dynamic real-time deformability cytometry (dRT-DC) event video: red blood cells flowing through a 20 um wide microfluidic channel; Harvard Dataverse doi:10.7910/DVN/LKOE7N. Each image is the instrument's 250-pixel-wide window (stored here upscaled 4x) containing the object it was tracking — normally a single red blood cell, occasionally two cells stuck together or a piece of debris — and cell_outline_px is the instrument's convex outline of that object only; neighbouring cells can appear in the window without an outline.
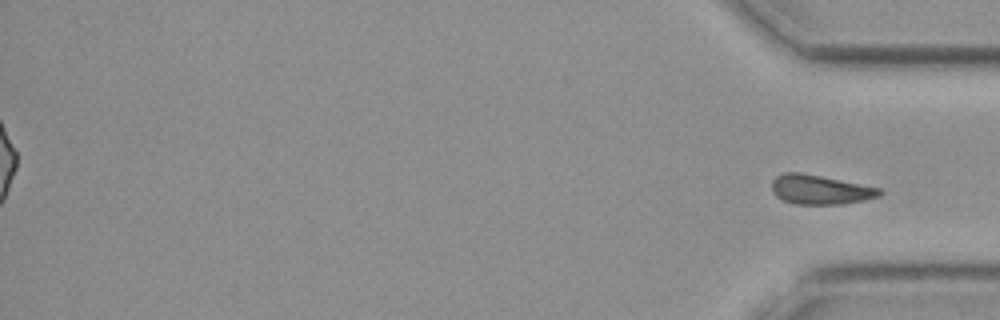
{"species": "common noctule bat (a hibernating species)", "species_latin": "Nyctalus noctula", "temperature_condition": "cold", "stored_images_in_passage": 57, "segment_of_instrument_passage": [2, 2], "camera_frame_rate_fps": 3000, "um_per_image_px": 0.085, "animal": {"sex": "female", "body_mass_g": 19.3, "forearm_length_mm": 54.1}, "frame": {"image": 1, "passage_image": 57, "time_ms": 18.667, "image_size_px": [1000, 320], "cell_outline_px": [[884, 192], [880, 196], [864, 200], [840, 204], [796, 204], [784, 200], [776, 196], [772, 192], [772, 180], [776, 176], [784, 172], [800, 172], [880, 188]], "centroid_in_image_um": [69.7, 16.12], "position_along_channel_um": 365.5, "area_um2": 18.32}}